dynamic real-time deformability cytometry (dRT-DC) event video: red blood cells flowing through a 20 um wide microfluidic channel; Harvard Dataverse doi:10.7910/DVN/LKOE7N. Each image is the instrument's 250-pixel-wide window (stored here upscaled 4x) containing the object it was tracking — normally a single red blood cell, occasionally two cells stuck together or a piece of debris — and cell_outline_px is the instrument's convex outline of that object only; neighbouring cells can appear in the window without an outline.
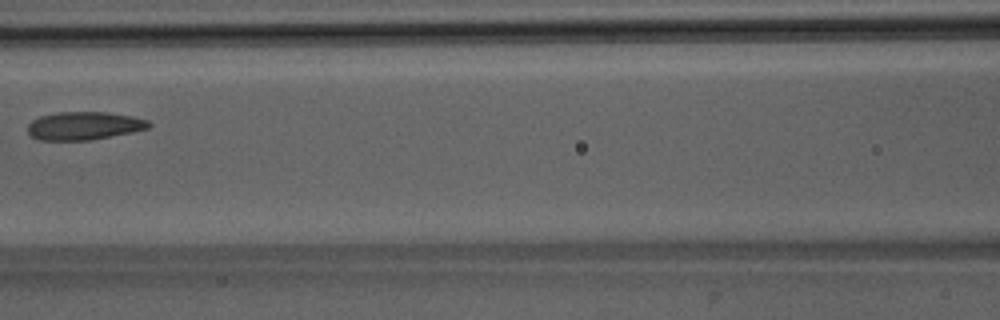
{"species": "Egyptian fruit bat (a non-hibernating species)", "species_latin": "Rousettus aegyptiacus", "temperature_condition": "room temperature", "stored_images_in_passage": 7, "camera_frame_rate_fps": 3000, "um_per_image_px": 0.085, "animal": {"sex": "male"}, "frame": {"image": 1, "passage_image": 7, "time_ms": 7.0, "image_size_px": [1000, 320], "cell_outline_px": [[152, 124], [148, 128], [132, 132], [88, 140], [36, 140], [28, 132], [28, 124], [32, 120], [40, 116], [60, 112], [108, 112], [132, 116], [148, 120]], "centroid_in_image_um": [7.14, 10.69], "position_along_channel_um": 159.5, "area_um2": 19.77}}